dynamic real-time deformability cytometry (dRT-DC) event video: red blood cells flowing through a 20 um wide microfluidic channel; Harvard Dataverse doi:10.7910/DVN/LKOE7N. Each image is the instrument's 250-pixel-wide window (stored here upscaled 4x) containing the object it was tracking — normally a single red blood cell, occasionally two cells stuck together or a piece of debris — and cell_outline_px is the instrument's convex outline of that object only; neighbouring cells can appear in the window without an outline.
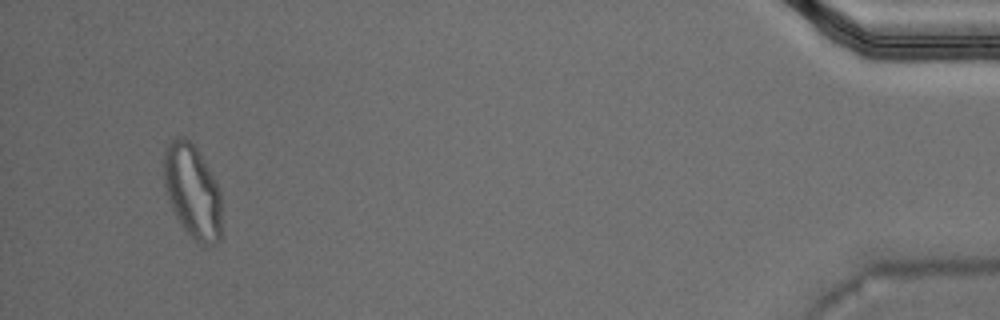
{"species": "Egyptian fruit bat (a non-hibernating species)", "species_latin": "Rousettus aegyptiacus", "temperature_condition": "warm", "stored_images_in_passage": 54, "segment_of_instrument_passage": [2, 2], "camera_frame_rate_fps": 3000, "um_per_image_px": 0.085, "animal": {"sex": "male"}, "frame": {"image": 1, "passage_image": 51, "time_ms": 16.667, "image_size_px": [1000, 320], "cell_outline_px": [[220, 240], [216, 244], [204, 244], [192, 240], [176, 216], [168, 200], [164, 184], [164, 148], [176, 136], [184, 136], [196, 148], [216, 180], [220, 192]], "centroid_in_image_um": [16.34, 16.25], "position_along_channel_um": 418.9, "area_um2": 31.5}}